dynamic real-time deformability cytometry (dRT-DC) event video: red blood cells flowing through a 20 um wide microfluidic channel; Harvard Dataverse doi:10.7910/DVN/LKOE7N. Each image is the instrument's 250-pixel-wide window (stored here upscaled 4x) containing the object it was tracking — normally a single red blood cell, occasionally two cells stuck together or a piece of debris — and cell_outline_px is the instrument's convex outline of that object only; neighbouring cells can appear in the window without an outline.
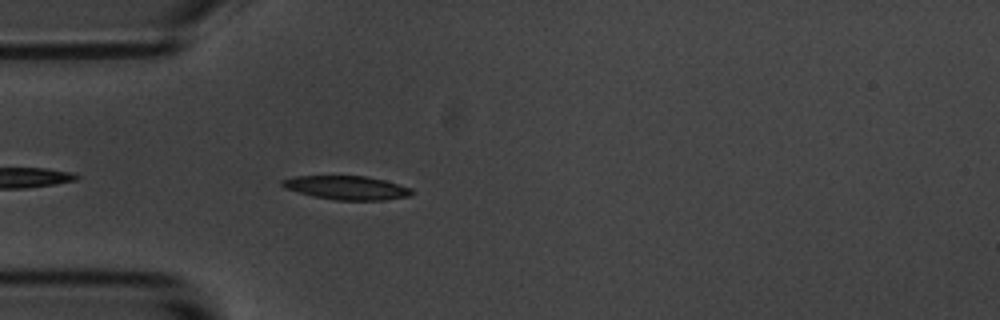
{"species": "common noctule bat (a hibernating species)", "species_latin": "Nyctalus noctula", "temperature_condition": "room temperature", "stored_images_in_passage": 43, "camera_frame_rate_fps": 3000, "um_per_image_px": 0.085, "animal": {"sex": "male", "body_mass_g": 20.1, "forearm_length_mm": 53.5}, "frame": {"image": 1, "passage_image": 3, "time_ms": 0.667, "image_size_px": [1000, 320], "cell_outline_px": [[412, 192], [408, 196], [384, 200], [336, 200], [312, 196], [284, 188], [280, 184], [280, 180], [296, 176], [364, 176], [384, 180], [400, 184], [412, 188]], "centroid_in_image_um": [29.44, 15.95], "position_along_channel_um": 55.6, "area_um2": 17.92}}
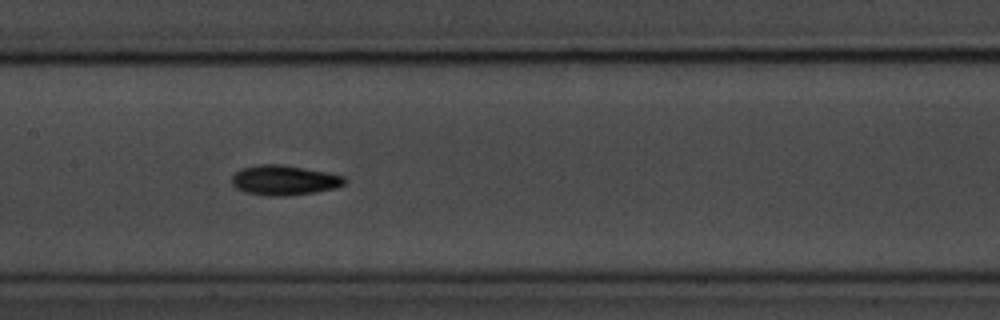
{"frame": {"image": 2, "passage_image": 14, "time_ms": 4.333, "image_size_px": [1000, 320], "cell_outline_px": [[348, 180], [344, 184], [332, 188], [316, 192], [288, 196], [264, 196], [244, 192], [236, 188], [232, 184], [232, 176], [240, 168], [260, 164], [284, 164], [344, 176]], "centroid_in_image_um": [24.12, 15.32], "position_along_channel_um": 183.3, "area_um2": 19.77}}
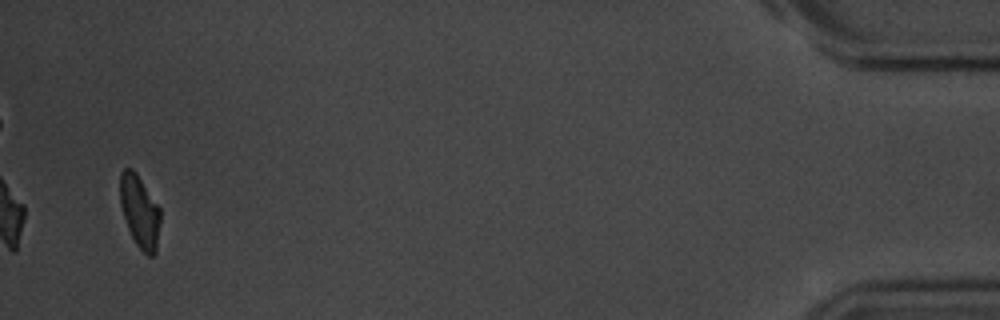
{"frame": {"image": 3, "passage_image": 41, "time_ms": 13.333, "image_size_px": [1000, 320], "cell_outline_px": [[160, 224], [156, 252], [152, 256], [148, 256], [136, 244], [128, 228], [120, 204], [120, 172], [124, 168], [132, 168], [136, 172], [160, 208]], "centroid_in_image_um": [11.88, 17.96], "position_along_channel_um": 423.3, "area_um2": 16.94}, "authors_computed_cell_mechanics": {"area_um2": 18.0914, "velocity_mm_per_s": 3.5986, "shape_relaxation_time_tau1_ms": 2.3524, "shape_relaxation_time_tau2_ms": 6.2341, "deformation_change_tau1": 0.125, "deformation_change_tau2": 0.1011}}